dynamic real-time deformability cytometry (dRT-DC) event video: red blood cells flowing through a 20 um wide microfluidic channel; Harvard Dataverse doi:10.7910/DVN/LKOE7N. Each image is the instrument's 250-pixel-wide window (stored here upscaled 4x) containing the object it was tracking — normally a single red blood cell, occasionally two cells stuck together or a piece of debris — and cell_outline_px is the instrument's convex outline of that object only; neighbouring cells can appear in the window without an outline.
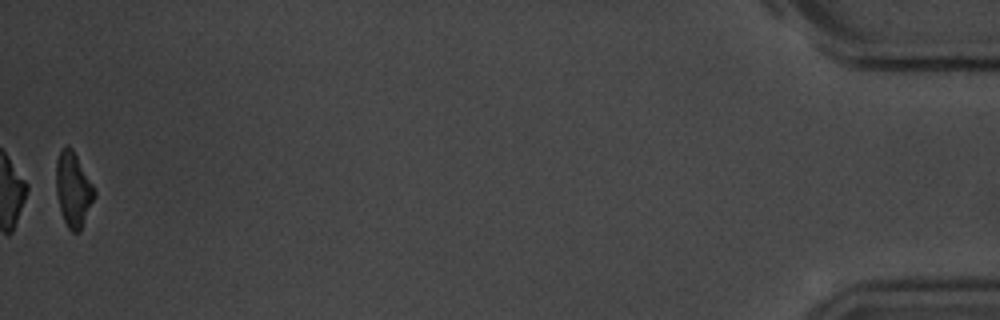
{"species": "common noctule bat (a hibernating species)", "species_latin": "Nyctalus noctula", "temperature_condition": "room temperature", "stored_images_in_passage": 53, "camera_frame_rate_fps": 3000, "um_per_image_px": 0.085, "animal": {"sex": "male", "body_mass_g": 20.1, "forearm_length_mm": 53.5}, "frame": {"image": 1, "passage_image": 53, "time_ms": 17.333, "image_size_px": [1000, 320], "cell_outline_px": [[96, 196], [80, 232], [72, 232], [68, 228], [60, 212], [56, 192], [56, 160], [60, 148], [68, 144], [72, 148], [92, 184], [96, 192]], "centroid_in_image_um": [6.21, 16.1], "position_along_channel_um": 429.0, "area_um2": 16.82}, "authors_computed_cell_mechanics": {"area_um2": 18.3226, "velocity_mm_per_s": 3.6643, "shape_relaxation_time_tau1_ms": 2.4408, "shape_relaxation_time_tau2_ms": 7.8874, "deformation_change_tau1": 0.1169, "deformation_change_tau2": 0.1559}}